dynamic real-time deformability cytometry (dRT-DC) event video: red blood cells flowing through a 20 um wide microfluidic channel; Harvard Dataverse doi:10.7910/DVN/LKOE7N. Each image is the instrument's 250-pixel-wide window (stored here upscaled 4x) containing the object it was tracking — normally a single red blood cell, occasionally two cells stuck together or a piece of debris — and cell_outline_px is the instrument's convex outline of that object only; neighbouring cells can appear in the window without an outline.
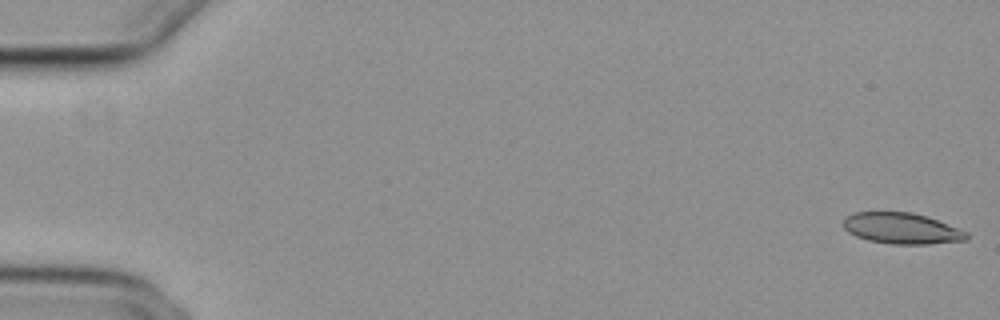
{"species": "common noctule bat (a hibernating species)", "species_latin": "Nyctalus noctula", "temperature_condition": "cold", "stored_images_in_passage": 17, "camera_frame_rate_fps": 3000, "um_per_image_px": 0.085, "animal": {"sex": "female", "body_mass_g": 29.2, "forearm_length_mm": 56.3}, "frame": {"image": 1, "passage_image": 1, "time_ms": 0.0, "image_size_px": [1000, 320], "cell_outline_px": [[968, 240], [928, 244], [892, 244], [868, 240], [856, 236], [848, 232], [844, 228], [844, 216], [852, 212], [912, 212], [936, 220], [968, 232]], "centroid_in_image_um": [76.61, 19.41], "position_along_channel_um": 8.4, "area_um2": 22.2}}
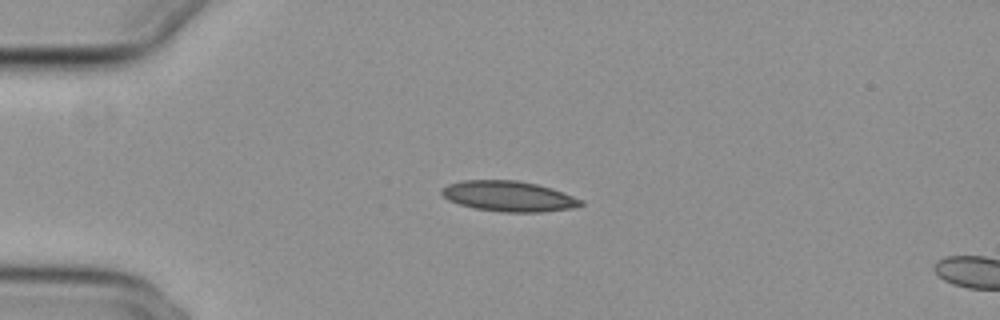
{"frame": {"image": 2, "passage_image": 14, "time_ms": 4.333, "image_size_px": [1000, 320], "cell_outline_px": [[584, 204], [572, 208], [544, 212], [500, 212], [472, 208], [448, 200], [440, 192], [440, 188], [448, 184], [460, 180], [516, 180], [536, 184], [552, 188], [584, 200]], "centroid_in_image_um": [43.22, 16.68], "position_along_channel_um": 41.8, "area_um2": 24.91}}